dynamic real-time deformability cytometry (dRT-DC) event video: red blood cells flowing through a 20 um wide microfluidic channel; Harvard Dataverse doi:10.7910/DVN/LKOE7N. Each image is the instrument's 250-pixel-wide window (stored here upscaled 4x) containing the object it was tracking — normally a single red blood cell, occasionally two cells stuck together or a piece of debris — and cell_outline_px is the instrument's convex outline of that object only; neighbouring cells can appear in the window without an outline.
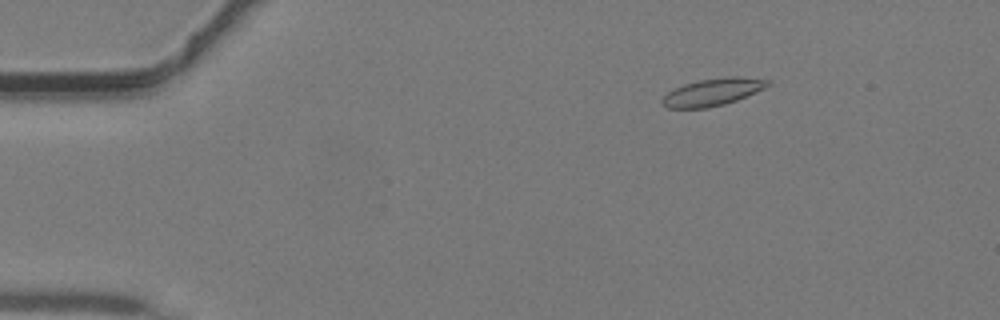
{"species": "common noctule bat (a hibernating species)", "species_latin": "Nyctalus noctula", "temperature_condition": "warm", "stored_images_in_passage": 46, "camera_frame_rate_fps": 3000, "um_per_image_px": 0.085, "animal": {"sex": "male", "body_mass_g": 19.2, "forearm_length_mm": 51.8}, "frame": {"image": 1, "passage_image": 8, "time_ms": 2.333, "image_size_px": [1000, 320], "cell_outline_px": [[772, 84], [764, 88], [736, 100], [724, 104], [708, 108], [668, 108], [660, 100], [668, 92], [684, 84], [696, 80], [732, 76], [736, 76], [772, 80]], "centroid_in_image_um": [60.6, 7.81], "position_along_channel_um": 24.4, "area_um2": 16.7}}
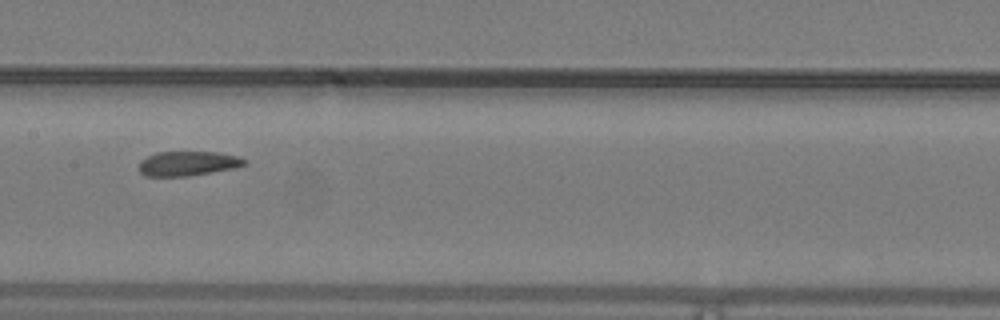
{"frame": {"image": 2, "passage_image": 24, "time_ms": 7.667, "image_size_px": [1000, 320], "cell_outline_px": [[248, 164], [236, 168], [188, 176], [144, 176], [140, 172], [140, 160], [156, 152], [220, 152], [240, 156], [248, 160]], "centroid_in_image_um": [16.04, 13.89], "position_along_channel_um": 191.4, "area_um2": 15.32}}
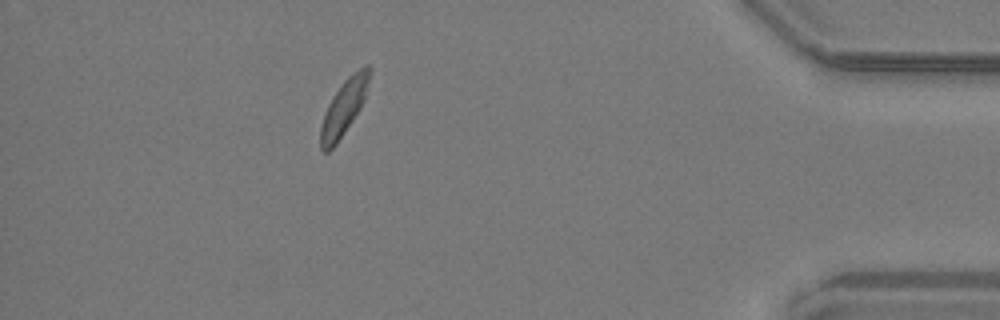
{"frame": {"image": 3, "passage_image": 41, "time_ms": 13.333, "image_size_px": [1000, 320], "cell_outline_px": [[372, 72], [364, 100], [360, 108], [336, 144], [328, 152], [324, 152], [320, 148], [320, 128], [328, 104], [332, 96], [344, 80], [348, 76], [360, 68], [368, 64], [372, 68]], "centroid_in_image_um": [29.24, 9.1], "position_along_channel_um": 406.0, "area_um2": 15.66}}